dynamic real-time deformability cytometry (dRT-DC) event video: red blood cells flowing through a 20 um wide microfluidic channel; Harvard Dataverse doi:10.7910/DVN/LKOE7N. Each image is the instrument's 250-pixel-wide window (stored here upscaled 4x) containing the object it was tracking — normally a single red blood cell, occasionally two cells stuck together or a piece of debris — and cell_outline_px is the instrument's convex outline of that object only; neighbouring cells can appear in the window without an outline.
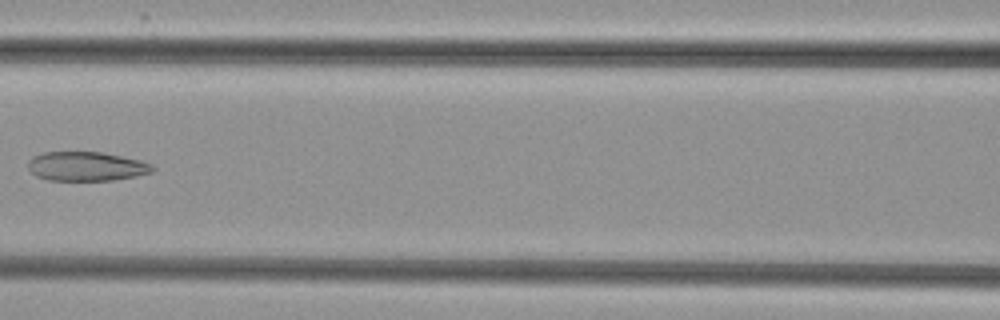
{"species": "common noctule bat (a hibernating species)", "species_latin": "Nyctalus noctula", "temperature_condition": "cold", "stored_images_in_passage": 8, "camera_frame_rate_fps": 3000, "um_per_image_px": 0.085, "animal": {"sex": "female", "body_mass_g": 29.2, "forearm_length_mm": 56.3}, "frame": {"image": 1, "passage_image": 7, "time_ms": 8.0, "image_size_px": [1000, 320], "cell_outline_px": [[156, 168], [152, 172], [136, 176], [112, 180], [48, 180], [36, 176], [28, 168], [28, 160], [32, 156], [44, 152], [104, 152], [140, 160], [152, 164]], "centroid_in_image_um": [7.34, 14.13], "position_along_channel_um": 159.3, "area_um2": 21.27}}
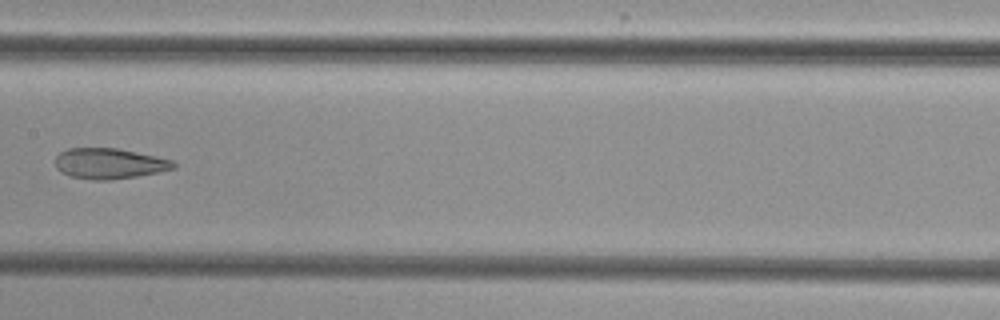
{"frame": {"image": 2, "passage_image": 8, "time_ms": 9.0, "image_size_px": [1000, 320], "cell_outline_px": [[176, 168], [136, 176], [108, 180], [92, 180], [68, 176], [60, 172], [56, 168], [56, 156], [60, 152], [68, 148], [116, 148], [156, 156], [172, 160], [176, 164]], "centroid_in_image_um": [9.25, 13.9], "position_along_channel_um": 198.1, "area_um2": 21.04}}